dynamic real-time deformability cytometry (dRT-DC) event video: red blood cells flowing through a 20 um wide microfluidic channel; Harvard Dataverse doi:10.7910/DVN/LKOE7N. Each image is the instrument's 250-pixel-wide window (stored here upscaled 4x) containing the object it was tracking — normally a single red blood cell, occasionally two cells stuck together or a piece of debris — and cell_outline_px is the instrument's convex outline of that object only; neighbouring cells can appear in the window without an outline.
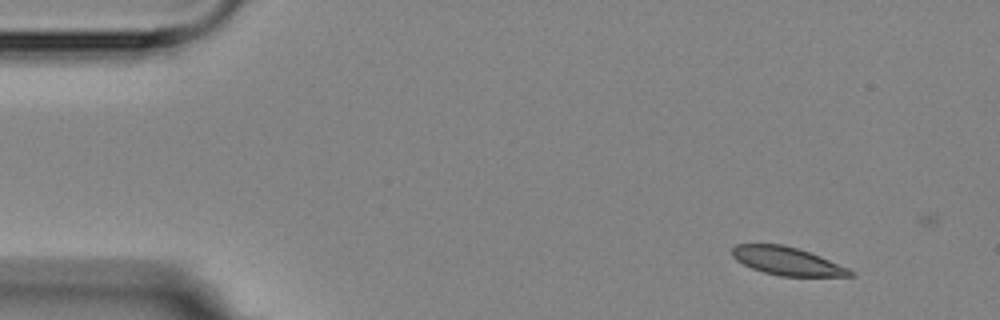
{"species": "Egyptian fruit bat (a non-hibernating species)", "species_latin": "Rousettus aegyptiacus", "temperature_condition": "room temperature", "stored_images_in_passage": 6, "camera_frame_rate_fps": 3000, "um_per_image_px": 0.085, "animal": {"sex": "female"}, "frame": {"image": 1, "passage_image": 1, "time_ms": 0.0, "image_size_px": [1000, 320], "cell_outline_px": [[856, 276], [780, 276], [764, 272], [752, 268], [736, 260], [732, 256], [732, 248], [736, 244], [784, 244], [820, 256], [848, 268], [856, 272]], "centroid_in_image_um": [66.91, 22.19], "position_along_channel_um": 18.1, "area_um2": 19.25}}